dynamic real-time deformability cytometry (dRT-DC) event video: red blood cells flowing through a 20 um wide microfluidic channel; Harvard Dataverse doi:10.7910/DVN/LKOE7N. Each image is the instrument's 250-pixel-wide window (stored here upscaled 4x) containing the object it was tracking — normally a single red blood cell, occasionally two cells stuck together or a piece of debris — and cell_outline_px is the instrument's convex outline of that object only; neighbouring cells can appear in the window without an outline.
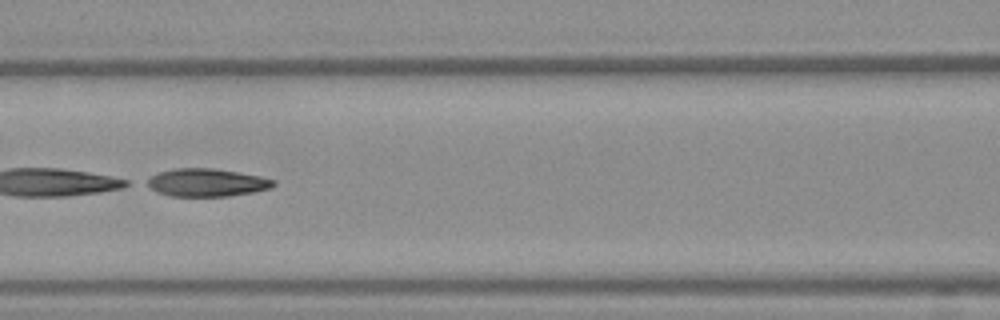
{"species": "Egyptian fruit bat (a non-hibernating species)", "species_latin": "Rousettus aegyptiacus", "temperature_condition": "warm", "stored_images_in_passage": 34, "camera_frame_rate_fps": 3000, "um_per_image_px": 0.085, "frame": {"image": 1, "passage_image": 11, "time_ms": 3.333, "image_size_px": [1000, 320], "cell_outline_px": [[276, 184], [272, 188], [252, 192], [228, 196], [168, 196], [156, 192], [144, 184], [144, 180], [156, 172], [176, 168], [212, 168], [260, 176], [276, 180]], "centroid_in_image_um": [17.51, 15.52], "position_along_channel_um": 149.1, "area_um2": 20.81}}
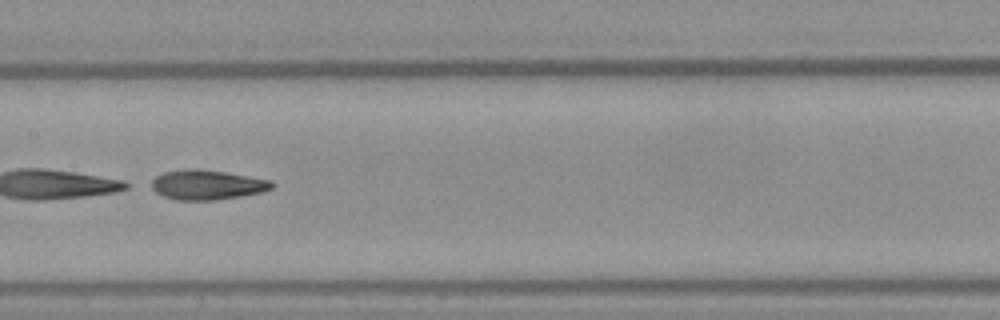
{"frame": {"image": 2, "passage_image": 14, "time_ms": 4.333, "image_size_px": [1000, 320], "cell_outline_px": [[276, 184], [272, 188], [260, 192], [240, 196], [216, 200], [176, 200], [164, 196], [156, 192], [152, 188], [152, 180], [156, 176], [164, 172], [192, 168], [224, 172], [272, 180]], "centroid_in_image_um": [17.61, 15.71], "position_along_channel_um": 189.8, "area_um2": 20.69}}
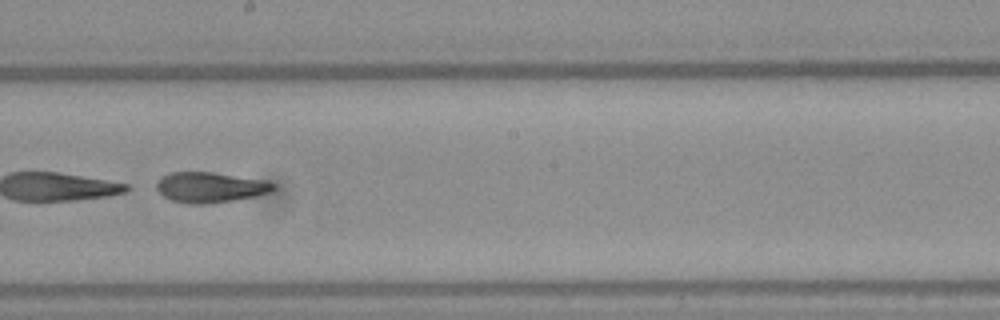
{"frame": {"image": 3, "passage_image": 17, "time_ms": 5.333, "image_size_px": [1000, 320], "cell_outline_px": [[276, 188], [268, 192], [256, 196], [232, 200], [204, 204], [188, 204], [172, 200], [164, 196], [156, 188], [156, 184], [160, 176], [172, 172], [212, 172], [264, 180], [276, 184]], "centroid_in_image_um": [17.84, 15.91], "position_along_channel_um": 230.4, "area_um2": 20.58}, "authors_computed_cell_mechanics": {"area_um2": 21.5016, "velocity_mm_per_s": 4.0629, "shape_relaxation_time_tau1_ms": 1.4042, "shape_relaxation_time_tau2_ms": 3.9197, "deformation_change_tau1": 0.3088, "deformation_change_tau2": 0.1332}}